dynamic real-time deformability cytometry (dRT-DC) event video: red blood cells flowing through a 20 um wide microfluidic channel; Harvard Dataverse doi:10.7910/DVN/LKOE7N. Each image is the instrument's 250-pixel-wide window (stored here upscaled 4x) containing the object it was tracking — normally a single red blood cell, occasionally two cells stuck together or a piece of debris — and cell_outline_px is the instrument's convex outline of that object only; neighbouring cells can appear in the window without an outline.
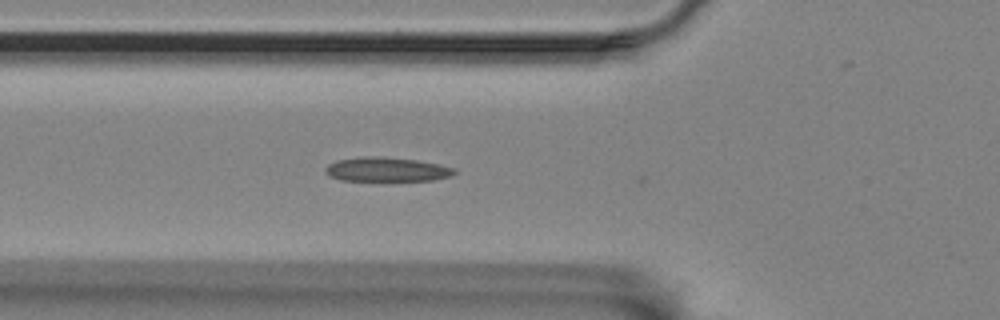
{"species": "Egyptian fruit bat (a non-hibernating species)", "species_latin": "Rousettus aegyptiacus", "temperature_condition": "room temperature", "stored_images_in_passage": 5, "camera_frame_rate_fps": 3000, "um_per_image_px": 0.085, "animal": {"sex": "female"}, "frame": {"image": 1, "passage_image": 3, "time_ms": 0.667, "image_size_px": [1000, 320], "cell_outline_px": [[456, 172], [452, 176], [432, 180], [384, 184], [380, 184], [340, 180], [328, 176], [324, 172], [324, 168], [328, 164], [336, 160], [364, 156], [380, 156], [416, 160], [440, 164], [456, 168]], "centroid_in_image_um": [32.84, 14.46], "position_along_channel_um": 93.0, "area_um2": 19.71}}